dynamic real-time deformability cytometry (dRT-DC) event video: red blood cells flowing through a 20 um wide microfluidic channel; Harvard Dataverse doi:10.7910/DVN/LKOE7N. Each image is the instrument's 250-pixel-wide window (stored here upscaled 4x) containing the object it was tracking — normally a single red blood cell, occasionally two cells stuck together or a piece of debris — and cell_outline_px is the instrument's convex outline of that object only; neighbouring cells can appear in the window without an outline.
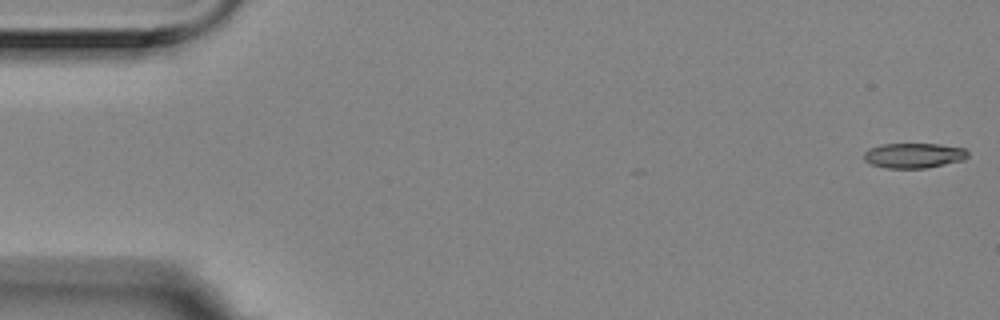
{"species": "Egyptian fruit bat (a non-hibernating species)", "species_latin": "Rousettus aegyptiacus", "temperature_condition": "room temperature", "stored_images_in_passage": 14, "camera_frame_rate_fps": 3000, "um_per_image_px": 0.085, "animal": {"sex": "female"}, "frame": {"image": 1, "passage_image": 1, "time_ms": 0.0, "image_size_px": [1000, 320], "cell_outline_px": [[968, 156], [964, 160], [924, 168], [884, 168], [872, 164], [864, 160], [864, 152], [868, 148], [880, 144], [940, 144], [964, 148], [968, 152]], "centroid_in_image_um": [77.65, 13.21], "position_along_channel_um": 7.3, "area_um2": 15.2}}